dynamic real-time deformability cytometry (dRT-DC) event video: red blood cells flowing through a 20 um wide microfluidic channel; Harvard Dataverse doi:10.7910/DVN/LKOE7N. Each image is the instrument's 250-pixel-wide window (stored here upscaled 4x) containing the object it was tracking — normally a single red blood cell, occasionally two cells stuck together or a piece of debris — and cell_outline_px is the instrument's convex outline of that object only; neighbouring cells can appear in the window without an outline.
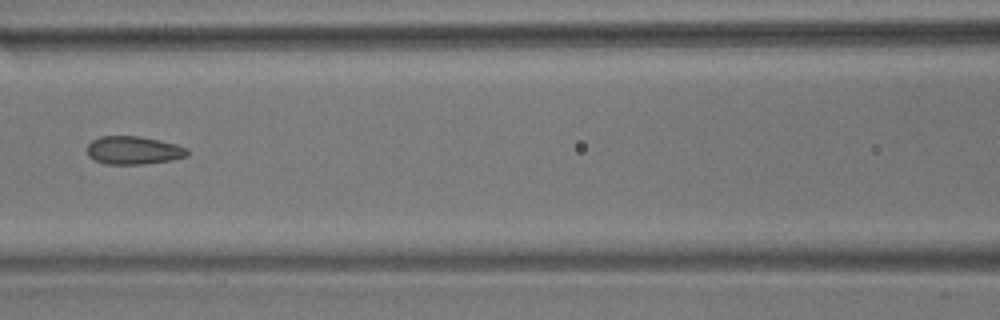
{"species": "common noctule bat (a hibernating species)", "species_latin": "Nyctalus noctula", "temperature_condition": "room temperature", "stored_images_in_passage": 11, "camera_frame_rate_fps": 3000, "um_per_image_px": 0.085, "animal": {"sex": "male", "body_mass_g": 17.9}, "frame": {"image": 1, "passage_image": 7, "time_ms": 7.667, "image_size_px": [1000, 320], "cell_outline_px": [[188, 156], [172, 160], [140, 164], [108, 164], [96, 160], [88, 156], [88, 144], [92, 140], [100, 136], [140, 136], [176, 144], [188, 148]], "centroid_in_image_um": [11.37, 12.77], "position_along_channel_um": 155.2, "area_um2": 16.36}}
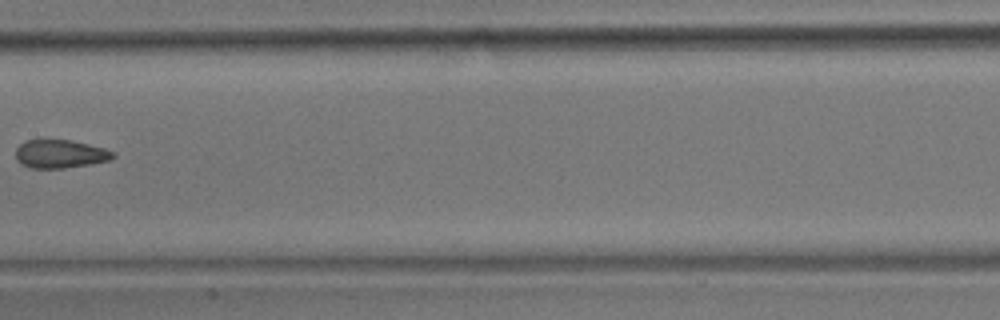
{"frame": {"image": 2, "passage_image": 8, "time_ms": 9.0, "image_size_px": [1000, 320], "cell_outline_px": [[116, 156], [112, 160], [64, 168], [32, 168], [20, 164], [16, 160], [16, 148], [24, 140], [40, 136], [72, 140], [104, 148], [116, 152]], "centroid_in_image_um": [5.07, 13.03], "position_along_channel_um": 202.3, "area_um2": 16.88}}
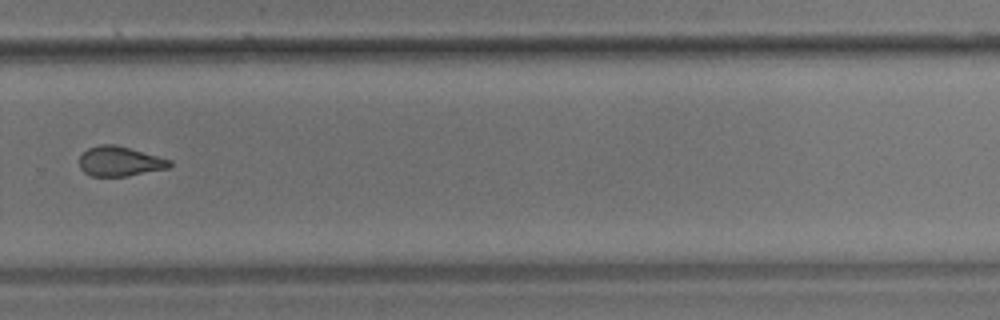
{"frame": {"image": 3, "passage_image": 11, "time_ms": 12.333, "image_size_px": [1000, 320], "cell_outline_px": [[172, 164], [168, 168], [128, 176], [92, 176], [84, 172], [80, 168], [80, 156], [88, 148], [100, 144], [116, 144], [172, 160]], "centroid_in_image_um": [10.19, 13.71], "position_along_channel_um": 319.6, "area_um2": 15.66}}